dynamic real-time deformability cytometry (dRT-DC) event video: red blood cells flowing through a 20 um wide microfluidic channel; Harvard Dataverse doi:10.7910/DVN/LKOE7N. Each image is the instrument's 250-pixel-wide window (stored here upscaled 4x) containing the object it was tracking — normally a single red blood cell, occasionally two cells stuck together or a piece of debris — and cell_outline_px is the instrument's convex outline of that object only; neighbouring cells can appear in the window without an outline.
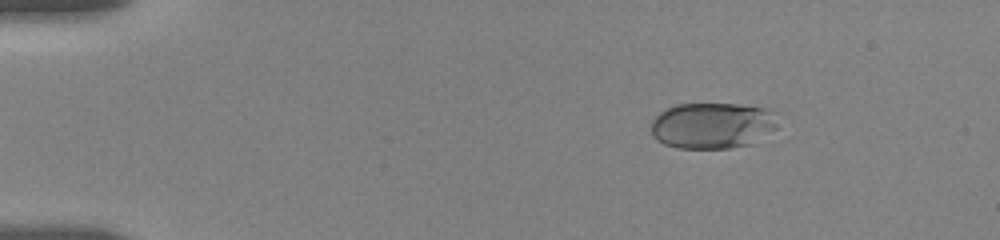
{"species": "human", "species_latin": "Homo sapiens", "temperature_condition": "room temperature", "stored_images_in_passage": 10, "camera_frame_rate_fps": 3000, "um_per_image_px": 0.085, "donor": {"sex": "female"}, "frame": {"image": 1, "passage_image": 3, "time_ms": 2.0, "image_size_px": [1000, 240], "cell_outline_px": [[780, 112], [776, 128], [748, 144], [728, 148], [676, 148], [664, 144], [656, 140], [652, 136], [652, 120], [660, 112], [676, 104], [736, 104], [768, 108]], "centroid_in_image_um": [60.57, 10.65], "position_along_channel_um": 24.4, "area_um2": 34.22}}
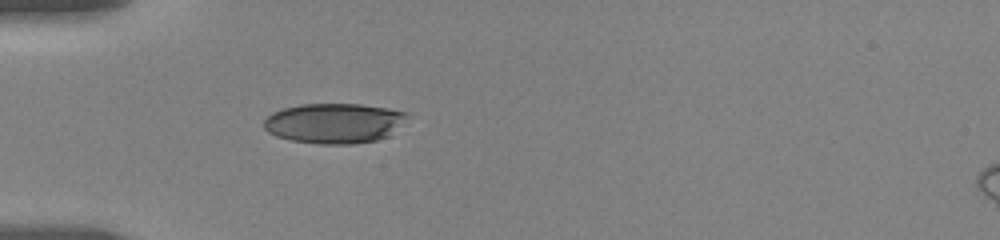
{"frame": {"image": 2, "passage_image": 8, "time_ms": 5.0, "image_size_px": [1000, 240], "cell_outline_px": [[408, 116], [388, 136], [376, 140], [352, 144], [320, 144], [292, 140], [276, 136], [268, 132], [264, 128], [264, 120], [272, 112], [280, 108], [300, 104], [360, 104], [388, 108], [404, 112]], "centroid_in_image_um": [28.35, 10.46], "position_along_channel_um": 56.6, "area_um2": 33.35}}
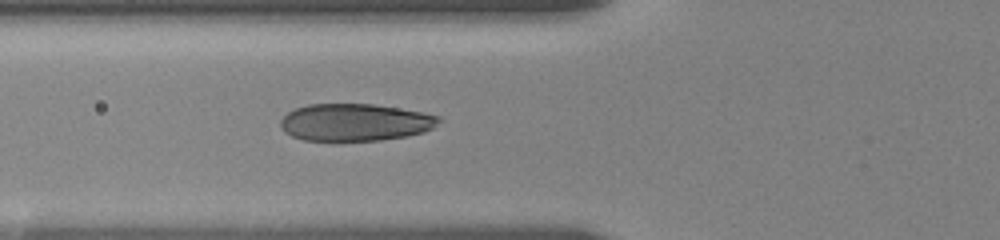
{"frame": {"image": 3, "passage_image": 10, "time_ms": 6.333, "image_size_px": [1000, 240], "cell_outline_px": [[444, 120], [432, 128], [424, 132], [408, 136], [380, 140], [304, 140], [292, 136], [284, 132], [280, 128], [280, 120], [288, 112], [296, 108], [308, 104], [372, 104], [424, 112], [440, 116]], "centroid_in_image_um": [30.21, 10.39], "position_along_channel_um": 95.6, "area_um2": 34.51}}